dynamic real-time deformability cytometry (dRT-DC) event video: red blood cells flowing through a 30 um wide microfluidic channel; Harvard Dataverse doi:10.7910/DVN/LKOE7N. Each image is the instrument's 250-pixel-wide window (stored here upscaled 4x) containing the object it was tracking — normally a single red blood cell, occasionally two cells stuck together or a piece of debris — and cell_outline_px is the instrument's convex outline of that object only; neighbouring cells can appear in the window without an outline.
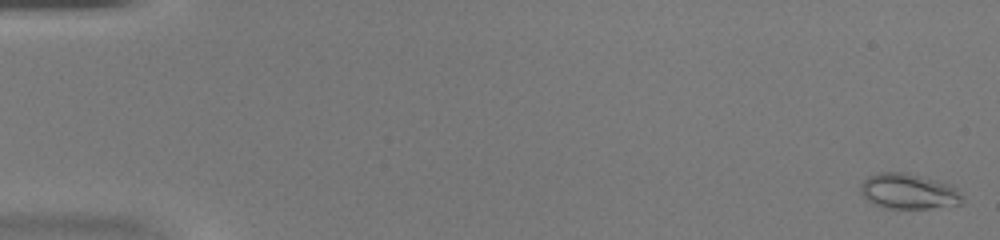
{"species": "common noctule bat (a hibernating species)", "species_latin": "Nyctalus noctula", "temperature_condition": "warm", "stored_images_in_passage": 48, "segment_of_instrument_passage": [1, 2], "camera_frame_rate_fps": 3000, "um_per_image_px": 0.085, "animal": {"sex": "female", "body_mass_g": 20.0, "forearm_length_mm": 54.0}, "frame": {"image": 1, "passage_image": 1, "time_ms": 0.0, "image_size_px": [1000, 240], "cell_outline_px": [[964, 200], [960, 204], [928, 208], [884, 208], [872, 204], [860, 192], [860, 184], [868, 176], [880, 172], [908, 172], [952, 184], [956, 188]], "centroid_in_image_um": [77.21, 16.25], "position_along_channel_um": 7.8, "area_um2": 21.15}}
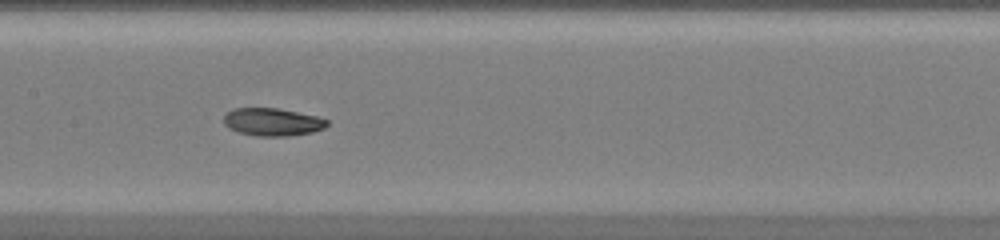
{"frame": {"image": 2, "passage_image": 24, "time_ms": 7.667, "image_size_px": [1000, 240], "cell_outline_px": [[328, 124], [324, 128], [312, 132], [288, 136], [256, 136], [240, 132], [228, 128], [224, 124], [224, 116], [232, 108], [276, 108], [316, 116], [328, 120]], "centroid_in_image_um": [23.14, 10.37], "position_along_channel_um": 184.3, "area_um2": 16.59}}
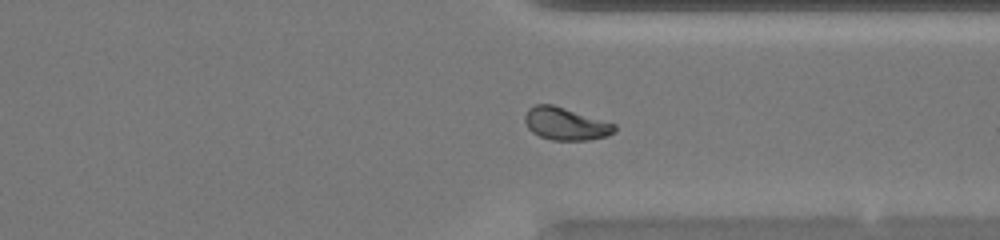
{"frame": {"image": 3, "passage_image": 36, "time_ms": 11.667, "image_size_px": [1000, 240], "cell_outline_px": [[616, 132], [608, 136], [588, 140], [552, 140], [540, 136], [532, 132], [528, 128], [524, 120], [524, 116], [528, 108], [536, 104], [552, 104], [616, 124]], "centroid_in_image_um": [48.08, 10.53], "position_along_channel_um": 363.3, "area_um2": 17.05}}